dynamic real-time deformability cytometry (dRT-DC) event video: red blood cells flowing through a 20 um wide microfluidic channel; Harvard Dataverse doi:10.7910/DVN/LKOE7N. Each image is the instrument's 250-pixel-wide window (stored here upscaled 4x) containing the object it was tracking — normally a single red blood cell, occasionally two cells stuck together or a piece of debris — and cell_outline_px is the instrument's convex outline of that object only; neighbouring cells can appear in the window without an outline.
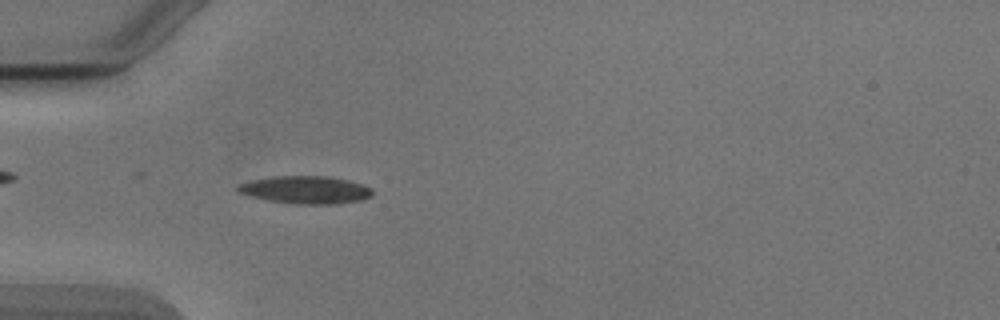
{"species": "Egyptian fruit bat (a non-hibernating species)", "species_latin": "Rousettus aegyptiacus", "temperature_condition": "cold", "stored_images_in_passage": 38, "camera_frame_rate_fps": 3000, "um_per_image_px": 0.085, "animal": {"sex": "male"}, "frame": {"image": 1, "passage_image": 15, "time_ms": 4.667, "image_size_px": [1000, 320], "cell_outline_px": [[372, 196], [360, 200], [336, 204], [296, 204], [268, 200], [248, 196], [240, 192], [236, 188], [240, 184], [252, 180], [276, 176], [328, 176], [348, 180], [364, 184], [372, 188]], "centroid_in_image_um": [26.01, 16.14], "position_along_channel_um": 59.0, "area_um2": 21.68}}
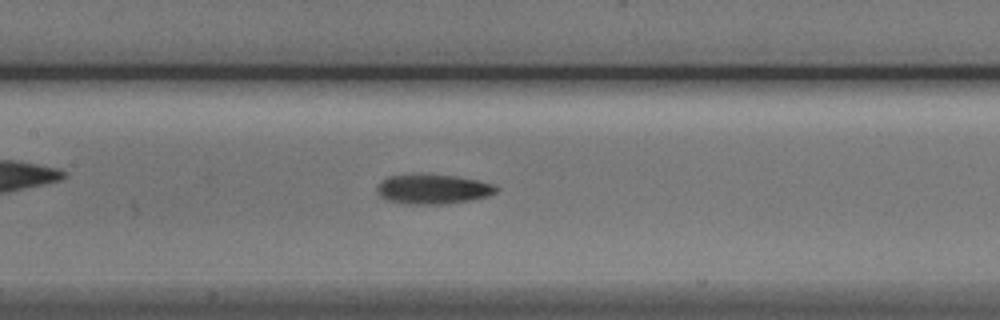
{"frame": {"image": 2, "passage_image": 24, "time_ms": 7.667, "image_size_px": [1000, 320], "cell_outline_px": [[496, 192], [488, 196], [472, 200], [444, 204], [404, 204], [388, 200], [380, 196], [376, 192], [376, 184], [380, 180], [388, 176], [412, 172], [424, 172], [456, 176], [496, 184]], "centroid_in_image_um": [36.72, 16.04], "position_along_channel_um": 170.7, "area_um2": 21.44}}
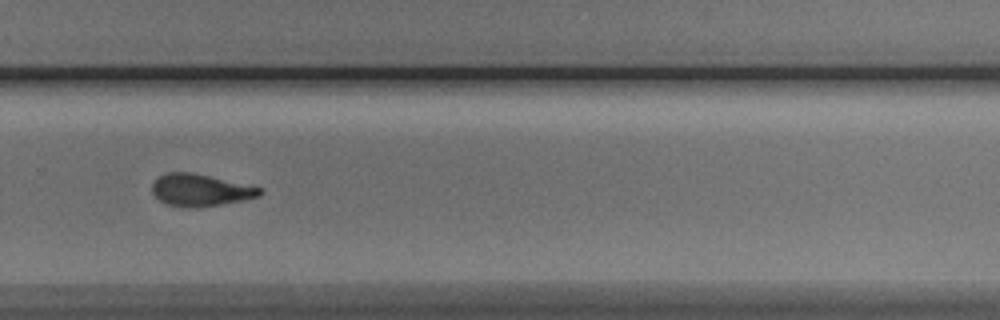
{"frame": {"image": 3, "passage_image": 35, "time_ms": 11.333, "image_size_px": [1000, 320], "cell_outline_px": [[264, 188], [260, 196], [220, 204], [196, 208], [188, 208], [168, 204], [160, 200], [152, 192], [152, 180], [168, 172], [192, 172]], "centroid_in_image_um": [17.02, 16.15], "position_along_channel_um": 312.8, "area_um2": 20.06}}